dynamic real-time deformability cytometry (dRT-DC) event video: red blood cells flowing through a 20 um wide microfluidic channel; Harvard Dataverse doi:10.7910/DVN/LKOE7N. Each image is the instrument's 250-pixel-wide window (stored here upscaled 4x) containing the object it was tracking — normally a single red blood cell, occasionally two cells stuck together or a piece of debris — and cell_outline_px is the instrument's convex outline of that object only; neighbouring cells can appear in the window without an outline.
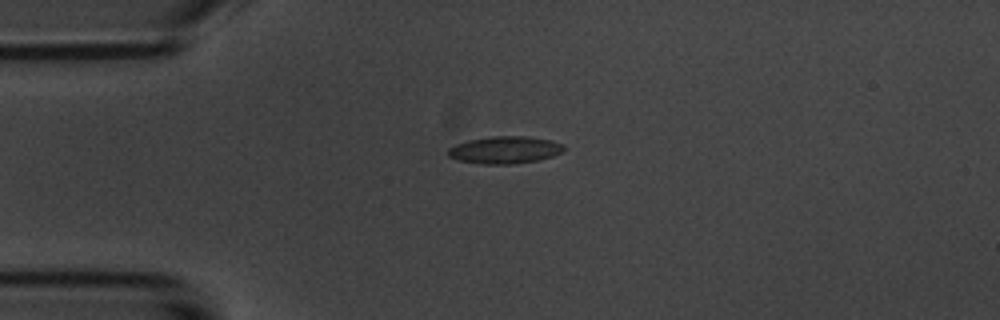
{"species": "common noctule bat (a hibernating species)", "species_latin": "Nyctalus noctula", "temperature_condition": "room temperature", "stored_images_in_passage": 6, "camera_frame_rate_fps": 3000, "um_per_image_px": 0.085, "animal": {"sex": "male", "body_mass_g": 20.1, "forearm_length_mm": 53.5}, "frame": {"image": 1, "passage_image": 3, "time_ms": 2.0, "image_size_px": [1000, 320], "cell_outline_px": [[564, 148], [560, 152], [552, 156], [536, 160], [516, 164], [480, 164], [456, 160], [448, 156], [448, 148], [456, 144], [468, 140], [492, 136], [524, 136], [548, 140], [564, 144]], "centroid_in_image_um": [42.85, 12.75], "position_along_channel_um": 42.1, "area_um2": 18.32}}
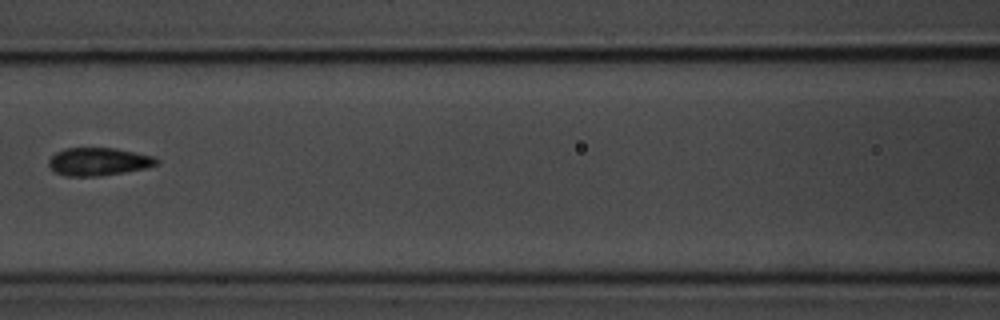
{"frame": {"image": 2, "passage_image": 6, "time_ms": 5.667, "image_size_px": [1000, 320], "cell_outline_px": [[160, 164], [148, 168], [124, 172], [96, 176], [64, 176], [56, 172], [48, 164], [48, 160], [56, 152], [64, 148], [116, 148], [136, 152], [152, 156], [160, 160]], "centroid_in_image_um": [8.41, 13.73], "position_along_channel_um": 158.2, "area_um2": 17.63}}